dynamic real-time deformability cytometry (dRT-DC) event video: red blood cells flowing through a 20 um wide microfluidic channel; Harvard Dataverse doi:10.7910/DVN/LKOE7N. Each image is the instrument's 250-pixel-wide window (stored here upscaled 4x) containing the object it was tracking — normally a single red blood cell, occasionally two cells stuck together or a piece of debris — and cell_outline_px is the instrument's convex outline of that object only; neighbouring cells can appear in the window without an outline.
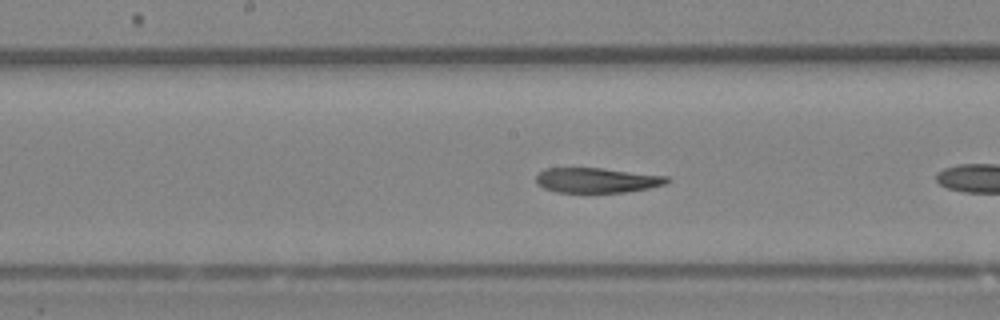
{"species": "Egyptian fruit bat (a non-hibernating species)", "species_latin": "Rousettus aegyptiacus", "temperature_condition": "room temperature", "stored_images_in_passage": 23, "camera_frame_rate_fps": 3000, "um_per_image_px": 0.085, "animal": {"sex": "female"}, "frame": {"image": 1, "passage_image": 10, "time_ms": 3.0, "image_size_px": [1000, 320], "cell_outline_px": [[672, 180], [664, 184], [648, 188], [624, 192], [556, 192], [544, 188], [536, 184], [536, 176], [544, 168], [600, 168], [668, 176]], "centroid_in_image_um": [50.71, 15.32], "position_along_channel_um": 197.5, "area_um2": 18.96}}